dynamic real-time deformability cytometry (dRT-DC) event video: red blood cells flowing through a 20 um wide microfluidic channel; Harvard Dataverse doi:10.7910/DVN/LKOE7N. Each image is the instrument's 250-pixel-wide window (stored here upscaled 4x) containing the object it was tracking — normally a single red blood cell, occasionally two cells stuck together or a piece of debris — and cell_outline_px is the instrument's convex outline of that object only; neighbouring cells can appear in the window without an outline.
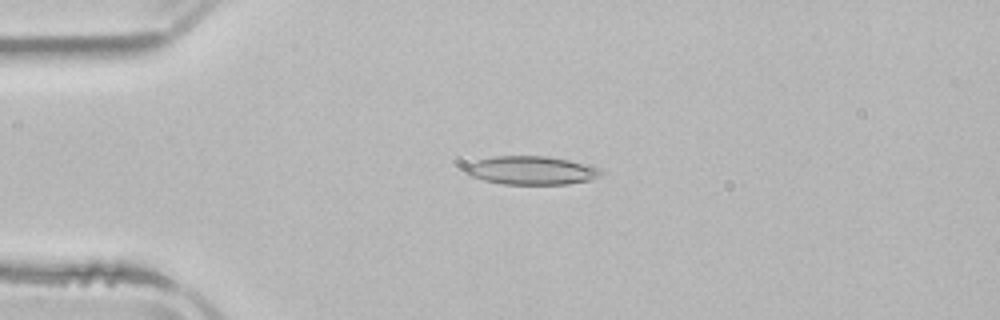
{"species": "common noctule bat (a hibernating species)", "species_latin": "Nyctalus noctula", "temperature_condition": "room temperature", "stored_images_in_passage": 7, "camera_frame_rate_fps": 3000, "um_per_image_px": 0.085, "animal": {"sex": "male", "body_mass_g": 21.5, "forearm_length_mm": 52.0}, "frame": {"image": 1, "passage_image": 4, "time_ms": 3.333, "image_size_px": [1000, 320], "cell_outline_px": [[604, 172], [600, 176], [592, 180], [568, 184], [504, 184], [484, 180], [472, 176], [464, 168], [468, 164], [480, 160], [496, 156], [548, 156], [568, 160], [600, 168]], "centroid_in_image_um": [45.23, 14.49], "position_along_channel_um": 39.8, "area_um2": 22.25}}
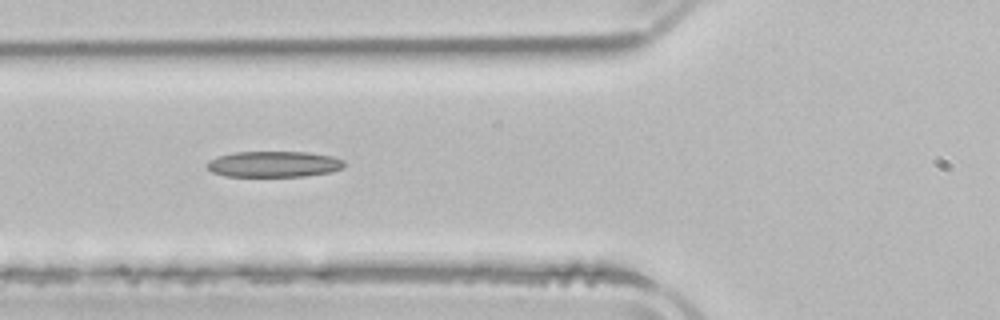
{"frame": {"image": 2, "passage_image": 6, "time_ms": 5.667, "image_size_px": [1000, 320], "cell_outline_px": [[344, 168], [328, 172], [304, 176], [224, 176], [212, 172], [204, 168], [204, 164], [208, 160], [216, 156], [236, 152], [308, 152], [332, 156], [344, 160]], "centroid_in_image_um": [23.2, 13.95], "position_along_channel_um": 102.6, "area_um2": 20.92}}
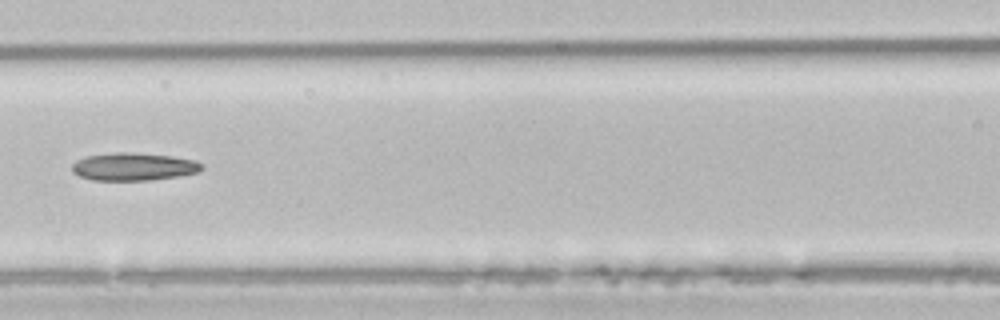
{"frame": {"image": 3, "passage_image": 7, "time_ms": 7.0, "image_size_px": [1000, 320], "cell_outline_px": [[204, 168], [200, 172], [180, 176], [148, 180], [92, 180], [80, 176], [72, 172], [72, 164], [76, 160], [84, 156], [116, 152], [132, 152], [172, 156], [196, 160], [204, 164]], "centroid_in_image_um": [11.38, 14.16], "position_along_channel_um": 155.2, "area_um2": 21.27}}